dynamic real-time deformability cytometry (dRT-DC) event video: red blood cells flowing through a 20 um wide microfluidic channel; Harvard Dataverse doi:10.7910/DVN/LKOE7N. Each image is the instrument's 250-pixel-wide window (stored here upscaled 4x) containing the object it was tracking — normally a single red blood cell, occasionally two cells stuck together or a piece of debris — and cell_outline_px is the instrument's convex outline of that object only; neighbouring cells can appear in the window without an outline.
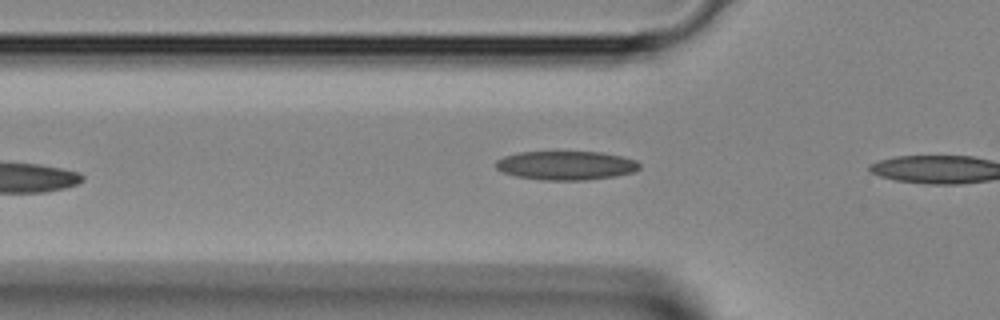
{"species": "Egyptian fruit bat (a non-hibernating species)", "species_latin": "Rousettus aegyptiacus", "temperature_condition": "room temperature", "stored_images_in_passage": 5, "camera_frame_rate_fps": 3000, "um_per_image_px": 0.085, "animal": {"sex": "female"}, "frame": {"image": 1, "passage_image": 4, "time_ms": 1.0, "image_size_px": [1000, 320], "cell_outline_px": [[640, 168], [632, 172], [612, 176], [584, 180], [540, 180], [516, 176], [504, 172], [496, 168], [496, 160], [504, 156], [516, 152], [600, 152], [620, 156], [636, 160], [640, 164]], "centroid_in_image_um": [48.08, 14.06], "position_along_channel_um": 77.7, "area_um2": 24.04}}
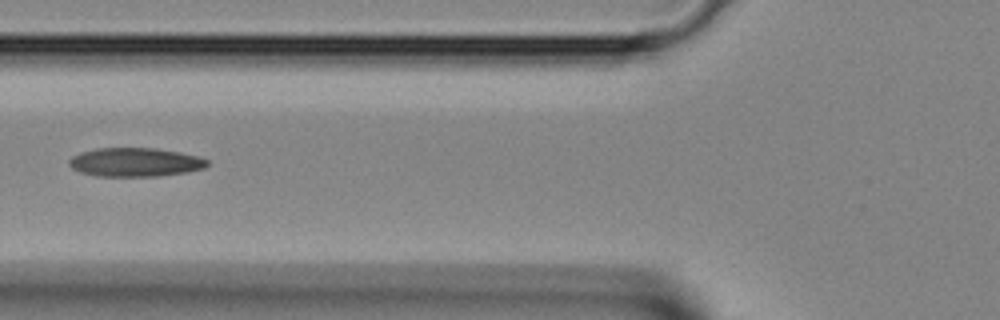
{"frame": {"image": 2, "passage_image": 5, "time_ms": 1.333, "image_size_px": [1000, 320], "cell_outline_px": [[208, 164], [204, 168], [188, 172], [160, 176], [96, 176], [80, 172], [72, 168], [68, 164], [68, 160], [72, 156], [80, 152], [96, 148], [156, 148], [180, 152], [200, 156], [208, 160]], "centroid_in_image_um": [11.49, 13.78], "position_along_channel_um": 114.3, "area_um2": 23.41}}